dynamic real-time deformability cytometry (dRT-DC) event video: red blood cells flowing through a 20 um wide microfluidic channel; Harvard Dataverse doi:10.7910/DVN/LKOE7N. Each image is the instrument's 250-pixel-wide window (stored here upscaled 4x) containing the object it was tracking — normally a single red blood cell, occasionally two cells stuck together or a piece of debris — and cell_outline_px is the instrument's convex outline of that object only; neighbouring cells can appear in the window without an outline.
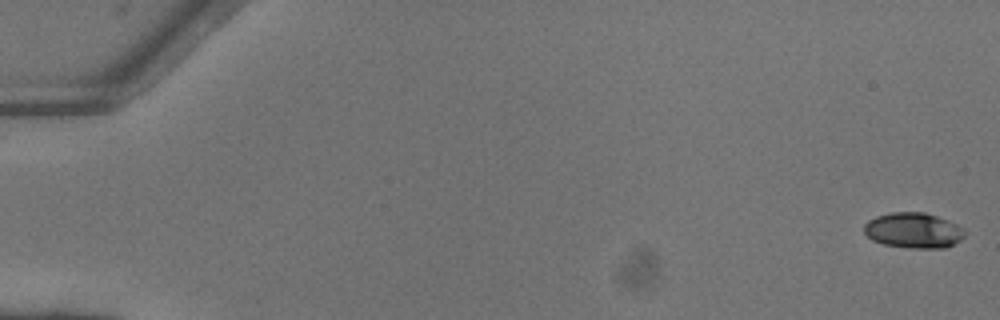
{"species": "common noctule bat (a hibernating species)", "species_latin": "Nyctalus noctula", "temperature_condition": "warm", "stored_images_in_passage": 52, "camera_frame_rate_fps": 3000, "um_per_image_px": 0.085, "animal": {"sex": "female"}, "frame": {"image": 1, "passage_image": 1, "time_ms": 0.0, "image_size_px": [1000, 320], "cell_outline_px": [[968, 232], [960, 240], [944, 248], [912, 248], [884, 244], [872, 240], [864, 232], [864, 224], [868, 220], [876, 216], [892, 212], [924, 212], [948, 220], [964, 228]], "centroid_in_image_um": [77.66, 19.58], "position_along_channel_um": 7.3, "area_um2": 20.81}}
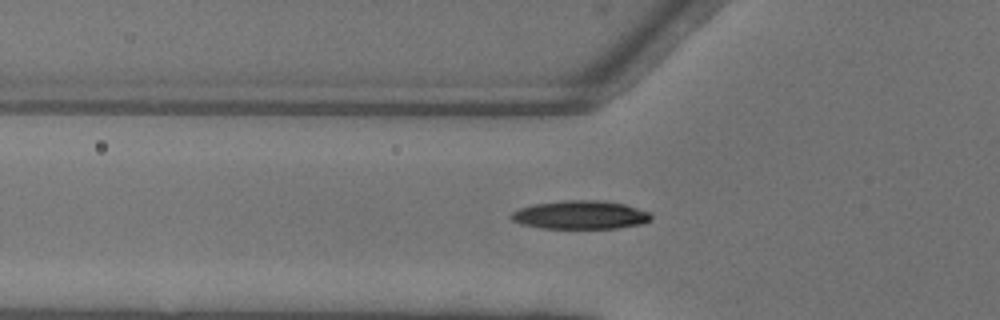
{"frame": {"image": 2, "passage_image": 19, "time_ms": 6.0, "image_size_px": [1000, 320], "cell_outline_px": [[652, 220], [644, 224], [616, 228], [540, 228], [520, 224], [512, 220], [508, 216], [512, 212], [520, 208], [536, 204], [564, 200], [600, 200], [624, 204], [648, 212], [652, 216]], "centroid_in_image_um": [49.33, 18.27], "position_along_channel_um": 76.5, "area_um2": 23.24}}
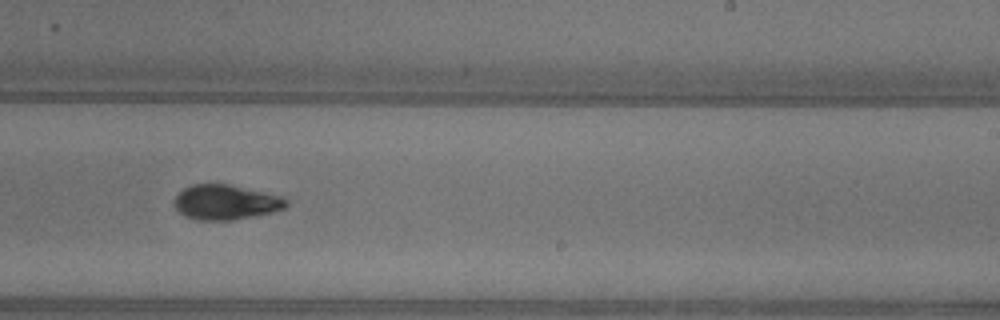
{"frame": {"image": 3, "passage_image": 33, "time_ms": 10.667, "image_size_px": [1000, 320], "cell_outline_px": [[288, 204], [284, 208], [272, 212], [228, 220], [200, 220], [184, 216], [176, 208], [172, 200], [184, 188], [192, 184], [232, 184], [284, 196], [288, 200]], "centroid_in_image_um": [19.2, 17.17], "position_along_channel_um": 269.8, "area_um2": 22.83}, "authors_computed_cell_mechanics": {"area_um2": 21.6172, "velocity_mm_per_s": 4.13, "shape_relaxation_time_tau1_ms": 3.266, "shape_relaxation_time_tau2_ms": null, "deformation_change_tau1": 0.1547, "deformation_change_tau2": null}}